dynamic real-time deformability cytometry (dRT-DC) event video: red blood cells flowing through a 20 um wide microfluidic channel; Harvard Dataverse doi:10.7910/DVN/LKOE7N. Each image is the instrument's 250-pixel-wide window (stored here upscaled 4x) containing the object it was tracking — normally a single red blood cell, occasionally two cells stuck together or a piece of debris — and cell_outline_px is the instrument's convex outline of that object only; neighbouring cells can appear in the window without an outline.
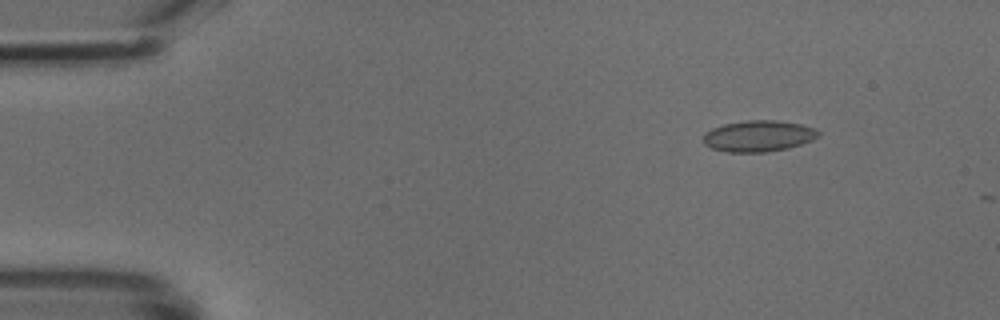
{"species": "common noctule bat (a hibernating species)", "species_latin": "Nyctalus noctula", "temperature_condition": "cold", "stored_images_in_passage": 8, "camera_frame_rate_fps": 3000, "um_per_image_px": 0.085, "animal": {"sex": "male", "body_mass_g": 18.8}, "frame": {"image": 1, "passage_image": 3, "time_ms": 0.667, "image_size_px": [1000, 320], "cell_outline_px": [[820, 136], [812, 140], [788, 148], [768, 152], [728, 152], [712, 148], [704, 144], [704, 132], [712, 128], [724, 124], [748, 120], [776, 120], [800, 124], [816, 128], [820, 132]], "centroid_in_image_um": [64.49, 11.56], "position_along_channel_um": 20.5, "area_um2": 20.98}}